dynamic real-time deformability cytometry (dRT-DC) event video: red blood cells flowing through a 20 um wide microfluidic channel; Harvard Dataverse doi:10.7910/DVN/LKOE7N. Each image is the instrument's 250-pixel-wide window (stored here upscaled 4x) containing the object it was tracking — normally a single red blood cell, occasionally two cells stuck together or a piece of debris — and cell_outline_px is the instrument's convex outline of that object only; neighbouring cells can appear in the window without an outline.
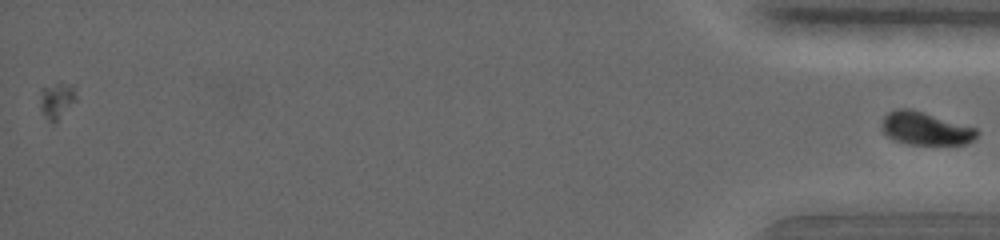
{"species": "common noctule bat (a hibernating species)", "species_latin": "Nyctalus noctula", "temperature_condition": "warm", "stored_images_in_passage": 55, "camera_frame_rate_fps": 5000, "um_per_image_px": 0.085, "animal": {"sex": "female", "body_mass_g": 19.0, "forearm_length_mm": 56.7}, "frame": {"image": 1, "passage_image": 55, "time_ms": 17.6, "image_size_px": [1000, 240], "cell_outline_px": [[980, 132], [968, 144], [908, 144], [896, 140], [888, 136], [880, 128], [880, 124], [884, 116], [888, 112], [896, 108], [908, 108], [976, 128]], "centroid_in_image_um": [78.63, 10.92], "position_along_channel_um": 356.6, "area_um2": 18.09}}